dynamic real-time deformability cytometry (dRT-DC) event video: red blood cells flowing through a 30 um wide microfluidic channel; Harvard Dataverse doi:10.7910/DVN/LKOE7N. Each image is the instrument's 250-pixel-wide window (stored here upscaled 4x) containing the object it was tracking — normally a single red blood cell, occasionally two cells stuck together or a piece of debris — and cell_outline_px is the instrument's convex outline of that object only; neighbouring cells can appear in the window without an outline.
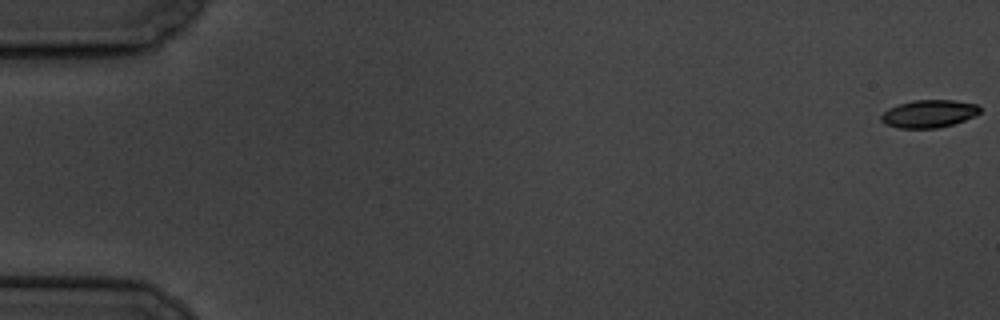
{"species": "common noctule bat (a hibernating species)", "species_latin": "Nyctalus noctula", "temperature_condition": "cold", "stored_images_in_passage": 5, "camera_frame_rate_fps": 3000, "um_per_image_px": 0.085, "animal": {"sex": "male", "body_mass_g": 19.5, "forearm_length_mm": 54.6}, "frame": {"image": 1, "passage_image": 1, "time_ms": 0.0, "image_size_px": [1000, 320], "cell_outline_px": [[980, 112], [976, 116], [952, 124], [936, 128], [900, 128], [884, 124], [880, 120], [880, 116], [888, 108], [912, 100], [952, 100], [976, 104], [980, 108]], "centroid_in_image_um": [78.94, 9.67], "position_along_channel_um": 6.1, "area_um2": 15.9}}
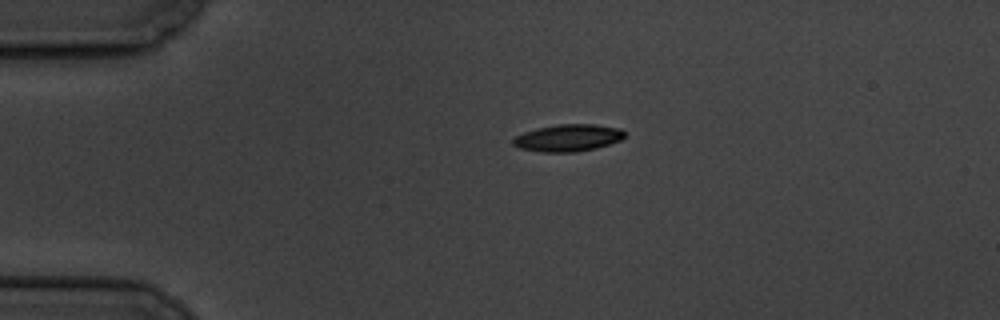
{"frame": {"image": 2, "passage_image": 4, "time_ms": 4.333, "image_size_px": [1000, 320], "cell_outline_px": [[624, 136], [620, 140], [596, 148], [576, 152], [540, 152], [520, 148], [512, 144], [512, 140], [516, 136], [524, 132], [556, 124], [596, 124], [620, 128], [624, 132]], "centroid_in_image_um": [48.28, 11.72], "position_along_channel_um": 36.7, "area_um2": 17.51}}